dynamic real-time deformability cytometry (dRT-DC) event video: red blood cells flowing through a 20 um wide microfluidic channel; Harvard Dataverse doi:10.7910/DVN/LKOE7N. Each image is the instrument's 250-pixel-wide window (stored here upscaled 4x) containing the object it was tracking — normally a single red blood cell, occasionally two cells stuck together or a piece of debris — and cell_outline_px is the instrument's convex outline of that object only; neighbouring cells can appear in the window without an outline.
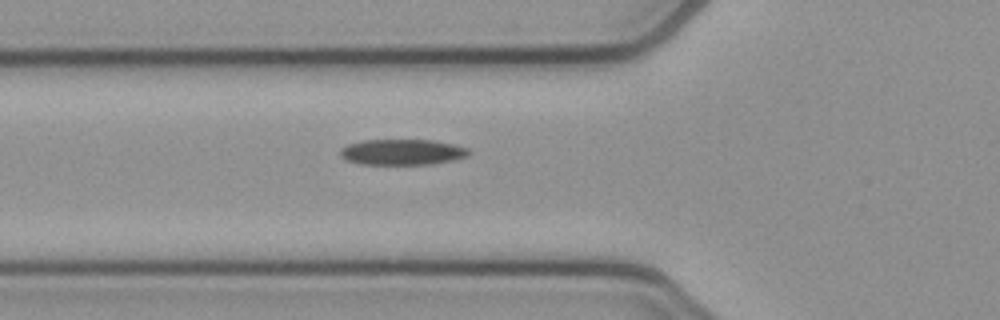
{"species": "common noctule bat (a hibernating species)", "species_latin": "Nyctalus noctula", "temperature_condition": "cold", "stored_images_in_passage": 31, "camera_frame_rate_fps": 3000, "um_per_image_px": 0.085, "animal": {"sex": "female", "body_mass_g": 21.9}, "frame": {"image": 1, "passage_image": 2, "time_ms": 0.333, "image_size_px": [1000, 320], "cell_outline_px": [[472, 152], [468, 156], [456, 160], [428, 164], [360, 164], [344, 160], [340, 156], [340, 148], [348, 144], [364, 140], [432, 140], [452, 144], [468, 148]], "centroid_in_image_um": [34.18, 12.93], "position_along_channel_um": 91.6, "area_um2": 19.42}}
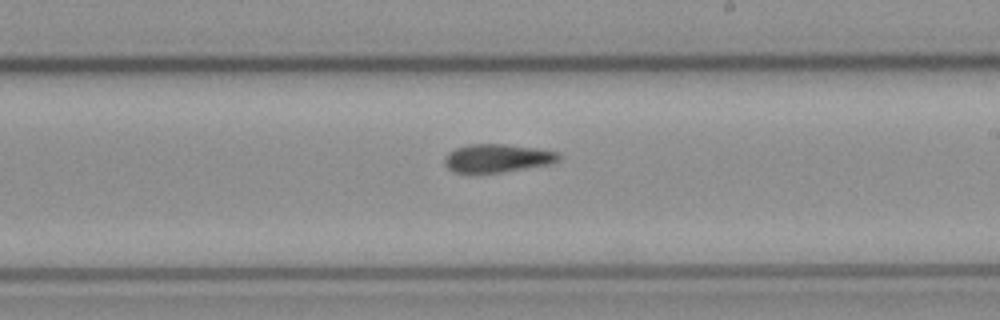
{"frame": {"image": 2, "passage_image": 14, "time_ms": 4.333, "image_size_px": [1000, 320], "cell_outline_px": [[560, 160], [552, 164], [504, 172], [452, 172], [444, 164], [444, 156], [448, 152], [456, 148], [468, 144], [504, 144], [536, 148], [560, 152]], "centroid_in_image_um": [42.29, 13.44], "position_along_channel_um": 246.7, "area_um2": 18.96}}
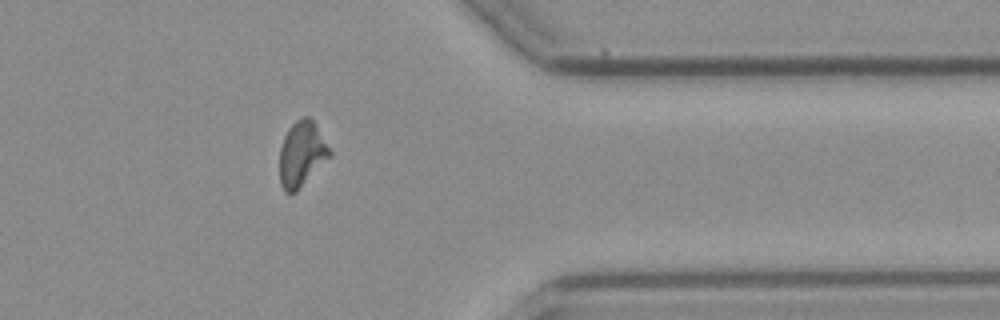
{"frame": {"image": 3, "passage_image": 26, "time_ms": 8.333, "image_size_px": [1000, 320], "cell_outline_px": [[332, 156], [296, 192], [284, 192], [280, 184], [280, 148], [284, 136], [288, 128], [296, 120], [304, 116], [308, 116], [312, 120], [332, 152]], "centroid_in_image_um": [25.64, 13.1], "position_along_channel_um": 385.8, "area_um2": 19.02}}